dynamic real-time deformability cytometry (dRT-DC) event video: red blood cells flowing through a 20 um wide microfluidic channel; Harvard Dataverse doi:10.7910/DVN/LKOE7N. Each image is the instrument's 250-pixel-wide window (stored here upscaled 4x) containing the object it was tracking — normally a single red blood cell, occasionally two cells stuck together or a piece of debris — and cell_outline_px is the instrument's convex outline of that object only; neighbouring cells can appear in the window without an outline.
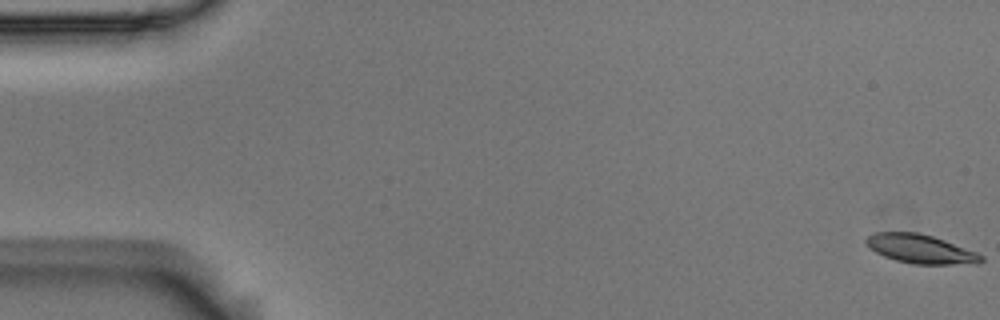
{"species": "Egyptian fruit bat (a non-hibernating species)", "species_latin": "Rousettus aegyptiacus", "temperature_condition": "room temperature", "stored_images_in_passage": 57, "camera_frame_rate_fps": 3000, "um_per_image_px": 0.085, "animal": {"sex": "male"}, "frame": {"image": 1, "passage_image": 1, "time_ms": 0.0, "image_size_px": [1000, 320], "cell_outline_px": [[984, 260], [980, 264], [912, 264], [896, 260], [884, 256], [876, 252], [864, 240], [868, 236], [876, 232], [916, 232], [932, 236], [944, 240], [976, 252], [984, 256]], "centroid_in_image_um": [78.29, 21.17], "position_along_channel_um": 6.7, "area_um2": 19.25}}
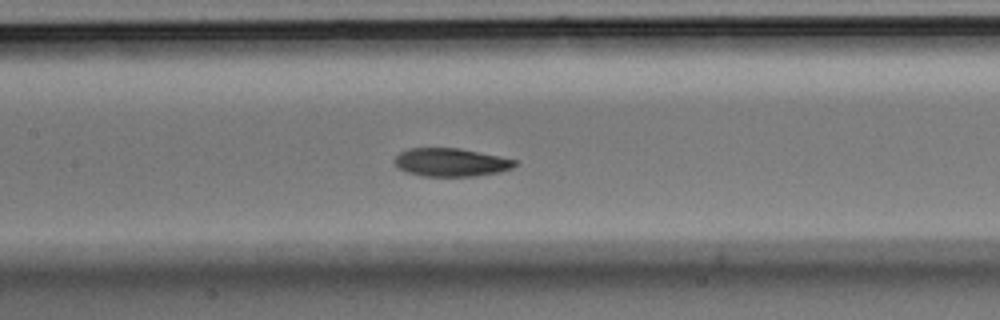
{"frame": {"image": 2, "passage_image": 27, "time_ms": 8.667, "image_size_px": [1000, 320], "cell_outline_px": [[516, 164], [512, 168], [500, 172], [476, 176], [420, 176], [404, 172], [392, 160], [400, 152], [408, 148], [460, 148], [500, 156], [516, 160]], "centroid_in_image_um": [38.31, 13.8], "position_along_channel_um": 169.1, "area_um2": 19.94}}
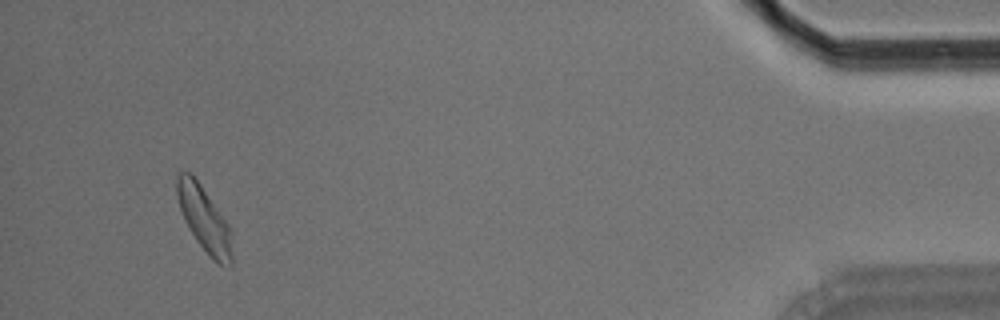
{"frame": {"image": 3, "passage_image": 54, "time_ms": 17.667, "image_size_px": [1000, 320], "cell_outline_px": [[232, 268], [216, 264], [212, 260], [196, 240], [188, 228], [184, 220], [176, 196], [176, 176], [180, 172], [188, 172], [200, 184], [228, 224], [232, 232]], "centroid_in_image_um": [17.37, 18.7], "position_along_channel_um": 417.8, "area_um2": 20.98}, "authors_computed_cell_mechanics": {"area_um2": 20.23, "velocity_mm_per_s": 3.5638, "shape_relaxation_time_tau1_ms": 2.5155, "shape_relaxation_time_tau2_ms": 4.7826, "deformation_change_tau1": 0.1336, "deformation_change_tau2": 0.0774}}